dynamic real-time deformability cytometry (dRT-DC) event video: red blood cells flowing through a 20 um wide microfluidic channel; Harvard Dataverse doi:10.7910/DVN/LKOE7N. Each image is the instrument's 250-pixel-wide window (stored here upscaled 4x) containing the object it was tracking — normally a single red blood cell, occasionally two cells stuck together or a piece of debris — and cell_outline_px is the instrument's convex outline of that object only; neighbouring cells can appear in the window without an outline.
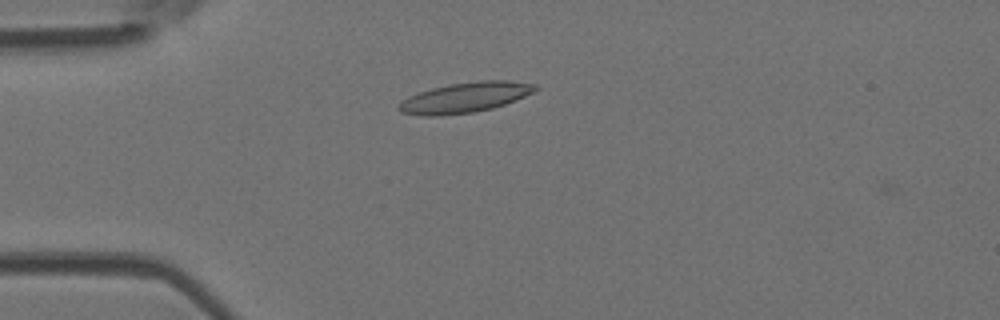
{"species": "Egyptian fruit bat (a non-hibernating species)", "species_latin": "Rousettus aegyptiacus", "temperature_condition": "room temperature", "stored_images_in_passage": 43, "camera_frame_rate_fps": 3000, "um_per_image_px": 0.085, "animal": {"sex": "female"}, "frame": {"image": 1, "passage_image": 5, "time_ms": 1.333, "image_size_px": [1000, 320], "cell_outline_px": [[540, 88], [536, 92], [516, 100], [492, 108], [476, 112], [436, 116], [424, 116], [400, 112], [396, 108], [400, 100], [408, 96], [432, 88], [448, 84], [480, 80], [504, 80], [536, 84]], "centroid_in_image_um": [39.53, 8.28], "position_along_channel_um": 45.5, "area_um2": 24.33}}
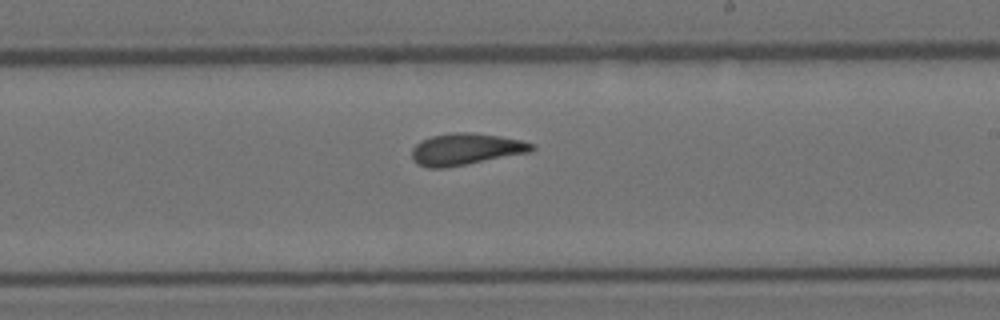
{"frame": {"image": 2, "passage_image": 22, "time_ms": 7.0, "image_size_px": [1000, 320], "cell_outline_px": [[536, 148], [532, 152], [444, 168], [428, 168], [416, 164], [412, 160], [412, 148], [420, 140], [432, 136], [452, 132], [472, 132], [500, 136], [524, 140], [536, 144]], "centroid_in_image_um": [39.62, 12.67], "position_along_channel_um": 249.4, "area_um2": 22.48}}
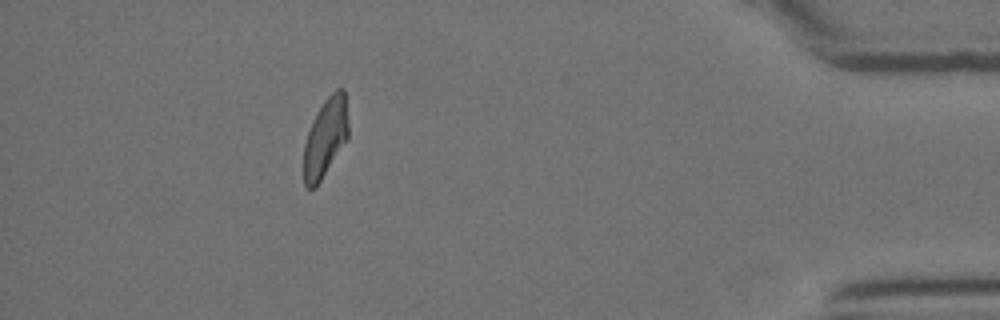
{"frame": {"image": 3, "passage_image": 38, "time_ms": 12.333, "image_size_px": [1000, 320], "cell_outline_px": [[348, 140], [316, 188], [308, 188], [304, 184], [304, 144], [308, 132], [324, 100], [336, 88], [344, 88], [348, 124]], "centroid_in_image_um": [27.68, 11.73], "position_along_channel_um": 407.5, "area_um2": 20.46}, "authors_computed_cell_mechanics": {"area_um2": 21.675, "velocity_mm_per_s": 3.9429, "shape_relaxation_time_tau1_ms": 9.8648, "shape_relaxation_time_tau2_ms": 1.6092, "deformation_change_tau1": 0.2525, "deformation_change_tau2": 0.0986}}